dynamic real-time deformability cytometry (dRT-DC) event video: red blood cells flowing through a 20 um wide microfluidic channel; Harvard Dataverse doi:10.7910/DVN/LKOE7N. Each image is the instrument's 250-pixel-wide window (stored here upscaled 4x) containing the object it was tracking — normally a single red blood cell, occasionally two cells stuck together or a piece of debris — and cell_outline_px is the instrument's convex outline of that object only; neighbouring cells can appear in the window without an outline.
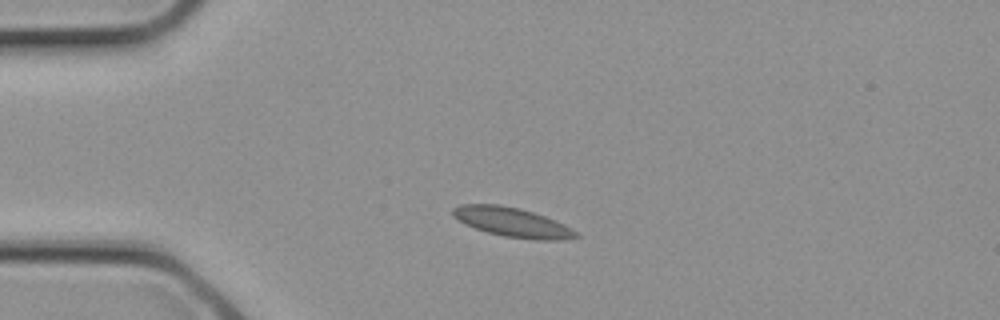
{"species": "common noctule bat (a hibernating species)", "species_latin": "Nyctalus noctula", "temperature_condition": "cold", "stored_images_in_passage": 2, "camera_frame_rate_fps": 3000, "um_per_image_px": 0.085, "animal": {"sex": "female", "body_mass_g": 21.9}, "frame": {"image": 1, "passage_image": 2, "time_ms": 0.333, "image_size_px": [1000, 320], "cell_outline_px": [[580, 236], [564, 240], [536, 240], [504, 236], [488, 232], [464, 224], [452, 216], [452, 208], [460, 204], [500, 204], [520, 208], [556, 220], [572, 228]], "centroid_in_image_um": [43.54, 18.88], "position_along_channel_um": 41.5, "area_um2": 21.15}}